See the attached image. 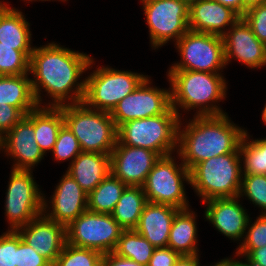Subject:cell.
I'll return each instance as SVG.
<instances>
[{"label":"cell","mask_w":266,"mask_h":266,"mask_svg":"<svg viewBox=\"0 0 266 266\" xmlns=\"http://www.w3.org/2000/svg\"><path fill=\"white\" fill-rule=\"evenodd\" d=\"M92 64V56L61 47L54 42L34 47L30 55L29 74L32 73L34 77L31 83L38 106H41L42 101L41 88L54 100L48 106L59 107L66 103L83 102L86 82L85 79L79 80Z\"/></svg>","instance_id":"cell-1"},{"label":"cell","mask_w":266,"mask_h":266,"mask_svg":"<svg viewBox=\"0 0 266 266\" xmlns=\"http://www.w3.org/2000/svg\"><path fill=\"white\" fill-rule=\"evenodd\" d=\"M181 130L178 128L177 153L189 171L198 163L232 152H240L239 145L245 129L235 125L226 114L196 116Z\"/></svg>","instance_id":"cell-2"},{"label":"cell","mask_w":266,"mask_h":266,"mask_svg":"<svg viewBox=\"0 0 266 266\" xmlns=\"http://www.w3.org/2000/svg\"><path fill=\"white\" fill-rule=\"evenodd\" d=\"M167 74L171 86V106L178 115V107L188 111L199 109L196 111V116L226 114L213 104L221 102L226 96V79L221 72L169 70Z\"/></svg>","instance_id":"cell-3"},{"label":"cell","mask_w":266,"mask_h":266,"mask_svg":"<svg viewBox=\"0 0 266 266\" xmlns=\"http://www.w3.org/2000/svg\"><path fill=\"white\" fill-rule=\"evenodd\" d=\"M181 116L171 106L164 114L130 120L117 128L116 144L149 149L160 157L178 148Z\"/></svg>","instance_id":"cell-4"},{"label":"cell","mask_w":266,"mask_h":266,"mask_svg":"<svg viewBox=\"0 0 266 266\" xmlns=\"http://www.w3.org/2000/svg\"><path fill=\"white\" fill-rule=\"evenodd\" d=\"M64 124L78 139L84 152L111 154L117 128L110 112L88 107L84 102L62 105Z\"/></svg>","instance_id":"cell-5"},{"label":"cell","mask_w":266,"mask_h":266,"mask_svg":"<svg viewBox=\"0 0 266 266\" xmlns=\"http://www.w3.org/2000/svg\"><path fill=\"white\" fill-rule=\"evenodd\" d=\"M240 152L222 154L196 164L190 170V185L202 202L237 197L242 181Z\"/></svg>","instance_id":"cell-6"},{"label":"cell","mask_w":266,"mask_h":266,"mask_svg":"<svg viewBox=\"0 0 266 266\" xmlns=\"http://www.w3.org/2000/svg\"><path fill=\"white\" fill-rule=\"evenodd\" d=\"M147 77L136 72L98 67L85 78L83 102L92 109L111 112L118 102L132 93Z\"/></svg>","instance_id":"cell-7"},{"label":"cell","mask_w":266,"mask_h":266,"mask_svg":"<svg viewBox=\"0 0 266 266\" xmlns=\"http://www.w3.org/2000/svg\"><path fill=\"white\" fill-rule=\"evenodd\" d=\"M174 160L172 154L161 156L147 175L142 188L148 202L181 210L189 208L183 181L190 184V171L182 162L178 165Z\"/></svg>","instance_id":"cell-8"},{"label":"cell","mask_w":266,"mask_h":266,"mask_svg":"<svg viewBox=\"0 0 266 266\" xmlns=\"http://www.w3.org/2000/svg\"><path fill=\"white\" fill-rule=\"evenodd\" d=\"M122 231L111 214L87 209L66 227V243L104 255L115 250Z\"/></svg>","instance_id":"cell-9"},{"label":"cell","mask_w":266,"mask_h":266,"mask_svg":"<svg viewBox=\"0 0 266 266\" xmlns=\"http://www.w3.org/2000/svg\"><path fill=\"white\" fill-rule=\"evenodd\" d=\"M175 43L181 61L172 64L169 70L219 73L226 66L221 36L188 30Z\"/></svg>","instance_id":"cell-10"},{"label":"cell","mask_w":266,"mask_h":266,"mask_svg":"<svg viewBox=\"0 0 266 266\" xmlns=\"http://www.w3.org/2000/svg\"><path fill=\"white\" fill-rule=\"evenodd\" d=\"M149 28L151 47L176 42L189 30L190 5L182 0H140Z\"/></svg>","instance_id":"cell-11"},{"label":"cell","mask_w":266,"mask_h":266,"mask_svg":"<svg viewBox=\"0 0 266 266\" xmlns=\"http://www.w3.org/2000/svg\"><path fill=\"white\" fill-rule=\"evenodd\" d=\"M9 180L5 214L10 230H17L43 214L44 195L34 181L32 170L12 169Z\"/></svg>","instance_id":"cell-12"},{"label":"cell","mask_w":266,"mask_h":266,"mask_svg":"<svg viewBox=\"0 0 266 266\" xmlns=\"http://www.w3.org/2000/svg\"><path fill=\"white\" fill-rule=\"evenodd\" d=\"M147 77L132 93L117 103L110 112L116 128L136 119L164 114L171 107L170 88L151 87Z\"/></svg>","instance_id":"cell-13"},{"label":"cell","mask_w":266,"mask_h":266,"mask_svg":"<svg viewBox=\"0 0 266 266\" xmlns=\"http://www.w3.org/2000/svg\"><path fill=\"white\" fill-rule=\"evenodd\" d=\"M159 158L149 149L116 144L110 154V171L126 186L142 187Z\"/></svg>","instance_id":"cell-14"},{"label":"cell","mask_w":266,"mask_h":266,"mask_svg":"<svg viewBox=\"0 0 266 266\" xmlns=\"http://www.w3.org/2000/svg\"><path fill=\"white\" fill-rule=\"evenodd\" d=\"M228 29L222 36L226 65L233 58L250 68L266 66V45L256 37L243 17Z\"/></svg>","instance_id":"cell-15"},{"label":"cell","mask_w":266,"mask_h":266,"mask_svg":"<svg viewBox=\"0 0 266 266\" xmlns=\"http://www.w3.org/2000/svg\"><path fill=\"white\" fill-rule=\"evenodd\" d=\"M34 110L2 137V150L14 158V170H31L44 157L35 141ZM8 153V154H7Z\"/></svg>","instance_id":"cell-16"},{"label":"cell","mask_w":266,"mask_h":266,"mask_svg":"<svg viewBox=\"0 0 266 266\" xmlns=\"http://www.w3.org/2000/svg\"><path fill=\"white\" fill-rule=\"evenodd\" d=\"M51 198L49 204L52 207H48L44 196L43 215L65 227L87 210L88 194L67 172L56 185ZM47 208H52L51 213Z\"/></svg>","instance_id":"cell-17"},{"label":"cell","mask_w":266,"mask_h":266,"mask_svg":"<svg viewBox=\"0 0 266 266\" xmlns=\"http://www.w3.org/2000/svg\"><path fill=\"white\" fill-rule=\"evenodd\" d=\"M17 231L27 245L51 264L56 261L66 243V227L43 214L19 227Z\"/></svg>","instance_id":"cell-18"},{"label":"cell","mask_w":266,"mask_h":266,"mask_svg":"<svg viewBox=\"0 0 266 266\" xmlns=\"http://www.w3.org/2000/svg\"><path fill=\"white\" fill-rule=\"evenodd\" d=\"M239 197L216 198L205 201V218L229 239L239 241L244 238L249 215L238 202Z\"/></svg>","instance_id":"cell-19"},{"label":"cell","mask_w":266,"mask_h":266,"mask_svg":"<svg viewBox=\"0 0 266 266\" xmlns=\"http://www.w3.org/2000/svg\"><path fill=\"white\" fill-rule=\"evenodd\" d=\"M240 18L232 9L214 0H198L190 4L189 30L223 36Z\"/></svg>","instance_id":"cell-20"},{"label":"cell","mask_w":266,"mask_h":266,"mask_svg":"<svg viewBox=\"0 0 266 266\" xmlns=\"http://www.w3.org/2000/svg\"><path fill=\"white\" fill-rule=\"evenodd\" d=\"M179 210L169 205L147 202L135 230L155 248L167 247L170 228Z\"/></svg>","instance_id":"cell-21"},{"label":"cell","mask_w":266,"mask_h":266,"mask_svg":"<svg viewBox=\"0 0 266 266\" xmlns=\"http://www.w3.org/2000/svg\"><path fill=\"white\" fill-rule=\"evenodd\" d=\"M110 154L82 151L66 171L89 194L110 173Z\"/></svg>","instance_id":"cell-22"},{"label":"cell","mask_w":266,"mask_h":266,"mask_svg":"<svg viewBox=\"0 0 266 266\" xmlns=\"http://www.w3.org/2000/svg\"><path fill=\"white\" fill-rule=\"evenodd\" d=\"M195 221V212L189 208L179 210L173 219L167 246L181 256L197 255L199 252Z\"/></svg>","instance_id":"cell-23"},{"label":"cell","mask_w":266,"mask_h":266,"mask_svg":"<svg viewBox=\"0 0 266 266\" xmlns=\"http://www.w3.org/2000/svg\"><path fill=\"white\" fill-rule=\"evenodd\" d=\"M28 75L0 76V105H11L25 115L38 107Z\"/></svg>","instance_id":"cell-24"},{"label":"cell","mask_w":266,"mask_h":266,"mask_svg":"<svg viewBox=\"0 0 266 266\" xmlns=\"http://www.w3.org/2000/svg\"><path fill=\"white\" fill-rule=\"evenodd\" d=\"M63 124L62 106L42 105L34 109V137L44 155L53 150Z\"/></svg>","instance_id":"cell-25"},{"label":"cell","mask_w":266,"mask_h":266,"mask_svg":"<svg viewBox=\"0 0 266 266\" xmlns=\"http://www.w3.org/2000/svg\"><path fill=\"white\" fill-rule=\"evenodd\" d=\"M147 202L141 186H126L111 215L123 230L135 229Z\"/></svg>","instance_id":"cell-26"},{"label":"cell","mask_w":266,"mask_h":266,"mask_svg":"<svg viewBox=\"0 0 266 266\" xmlns=\"http://www.w3.org/2000/svg\"><path fill=\"white\" fill-rule=\"evenodd\" d=\"M30 24L21 11L8 5L0 8V45L31 46Z\"/></svg>","instance_id":"cell-27"},{"label":"cell","mask_w":266,"mask_h":266,"mask_svg":"<svg viewBox=\"0 0 266 266\" xmlns=\"http://www.w3.org/2000/svg\"><path fill=\"white\" fill-rule=\"evenodd\" d=\"M126 185L111 173L88 194L87 209L102 214H111Z\"/></svg>","instance_id":"cell-28"},{"label":"cell","mask_w":266,"mask_h":266,"mask_svg":"<svg viewBox=\"0 0 266 266\" xmlns=\"http://www.w3.org/2000/svg\"><path fill=\"white\" fill-rule=\"evenodd\" d=\"M155 247L135 229L123 230L113 251L116 255L134 260L144 266L148 265Z\"/></svg>","instance_id":"cell-29"},{"label":"cell","mask_w":266,"mask_h":266,"mask_svg":"<svg viewBox=\"0 0 266 266\" xmlns=\"http://www.w3.org/2000/svg\"><path fill=\"white\" fill-rule=\"evenodd\" d=\"M248 139L249 134L246 130L239 145L241 160H244L242 174L266 175V138Z\"/></svg>","instance_id":"cell-30"},{"label":"cell","mask_w":266,"mask_h":266,"mask_svg":"<svg viewBox=\"0 0 266 266\" xmlns=\"http://www.w3.org/2000/svg\"><path fill=\"white\" fill-rule=\"evenodd\" d=\"M32 46L0 45V76H15L29 73Z\"/></svg>","instance_id":"cell-31"},{"label":"cell","mask_w":266,"mask_h":266,"mask_svg":"<svg viewBox=\"0 0 266 266\" xmlns=\"http://www.w3.org/2000/svg\"><path fill=\"white\" fill-rule=\"evenodd\" d=\"M102 257L98 251L65 243L52 266H100Z\"/></svg>","instance_id":"cell-32"},{"label":"cell","mask_w":266,"mask_h":266,"mask_svg":"<svg viewBox=\"0 0 266 266\" xmlns=\"http://www.w3.org/2000/svg\"><path fill=\"white\" fill-rule=\"evenodd\" d=\"M238 197H248L255 206L261 208V214L266 215V175L243 174ZM264 210V212H263Z\"/></svg>","instance_id":"cell-33"},{"label":"cell","mask_w":266,"mask_h":266,"mask_svg":"<svg viewBox=\"0 0 266 266\" xmlns=\"http://www.w3.org/2000/svg\"><path fill=\"white\" fill-rule=\"evenodd\" d=\"M52 152L56 161L71 159V163L82 152L78 139L65 124L60 128Z\"/></svg>","instance_id":"cell-34"},{"label":"cell","mask_w":266,"mask_h":266,"mask_svg":"<svg viewBox=\"0 0 266 266\" xmlns=\"http://www.w3.org/2000/svg\"><path fill=\"white\" fill-rule=\"evenodd\" d=\"M250 219L246 228L248 231L245 232L243 242H241L237 250H254L266 246V215H259L251 225Z\"/></svg>","instance_id":"cell-35"},{"label":"cell","mask_w":266,"mask_h":266,"mask_svg":"<svg viewBox=\"0 0 266 266\" xmlns=\"http://www.w3.org/2000/svg\"><path fill=\"white\" fill-rule=\"evenodd\" d=\"M18 231L10 230L0 235V266H16Z\"/></svg>","instance_id":"cell-36"},{"label":"cell","mask_w":266,"mask_h":266,"mask_svg":"<svg viewBox=\"0 0 266 266\" xmlns=\"http://www.w3.org/2000/svg\"><path fill=\"white\" fill-rule=\"evenodd\" d=\"M243 18L256 37L266 45V3L249 8Z\"/></svg>","instance_id":"cell-37"},{"label":"cell","mask_w":266,"mask_h":266,"mask_svg":"<svg viewBox=\"0 0 266 266\" xmlns=\"http://www.w3.org/2000/svg\"><path fill=\"white\" fill-rule=\"evenodd\" d=\"M16 266H52V264L27 245L18 233Z\"/></svg>","instance_id":"cell-38"},{"label":"cell","mask_w":266,"mask_h":266,"mask_svg":"<svg viewBox=\"0 0 266 266\" xmlns=\"http://www.w3.org/2000/svg\"><path fill=\"white\" fill-rule=\"evenodd\" d=\"M25 114L11 105H0V136L9 132Z\"/></svg>","instance_id":"cell-39"},{"label":"cell","mask_w":266,"mask_h":266,"mask_svg":"<svg viewBox=\"0 0 266 266\" xmlns=\"http://www.w3.org/2000/svg\"><path fill=\"white\" fill-rule=\"evenodd\" d=\"M180 256L168 246L155 248L147 266H175Z\"/></svg>","instance_id":"cell-40"},{"label":"cell","mask_w":266,"mask_h":266,"mask_svg":"<svg viewBox=\"0 0 266 266\" xmlns=\"http://www.w3.org/2000/svg\"><path fill=\"white\" fill-rule=\"evenodd\" d=\"M236 255H243L252 266H266V246L254 250H237Z\"/></svg>","instance_id":"cell-41"},{"label":"cell","mask_w":266,"mask_h":266,"mask_svg":"<svg viewBox=\"0 0 266 266\" xmlns=\"http://www.w3.org/2000/svg\"><path fill=\"white\" fill-rule=\"evenodd\" d=\"M100 266H144L134 260L116 255L114 252L104 254Z\"/></svg>","instance_id":"cell-42"},{"label":"cell","mask_w":266,"mask_h":266,"mask_svg":"<svg viewBox=\"0 0 266 266\" xmlns=\"http://www.w3.org/2000/svg\"><path fill=\"white\" fill-rule=\"evenodd\" d=\"M234 10L240 17H243V0H214Z\"/></svg>","instance_id":"cell-43"},{"label":"cell","mask_w":266,"mask_h":266,"mask_svg":"<svg viewBox=\"0 0 266 266\" xmlns=\"http://www.w3.org/2000/svg\"><path fill=\"white\" fill-rule=\"evenodd\" d=\"M199 255H184L180 256L175 266H200Z\"/></svg>","instance_id":"cell-44"},{"label":"cell","mask_w":266,"mask_h":266,"mask_svg":"<svg viewBox=\"0 0 266 266\" xmlns=\"http://www.w3.org/2000/svg\"><path fill=\"white\" fill-rule=\"evenodd\" d=\"M263 3H266V0H243V15L249 8Z\"/></svg>","instance_id":"cell-45"},{"label":"cell","mask_w":266,"mask_h":266,"mask_svg":"<svg viewBox=\"0 0 266 266\" xmlns=\"http://www.w3.org/2000/svg\"><path fill=\"white\" fill-rule=\"evenodd\" d=\"M212 266H231V258L222 259L218 263H215Z\"/></svg>","instance_id":"cell-46"},{"label":"cell","mask_w":266,"mask_h":266,"mask_svg":"<svg viewBox=\"0 0 266 266\" xmlns=\"http://www.w3.org/2000/svg\"><path fill=\"white\" fill-rule=\"evenodd\" d=\"M231 266H252V265H250L246 260L245 262H243L240 260L238 261L231 259Z\"/></svg>","instance_id":"cell-47"},{"label":"cell","mask_w":266,"mask_h":266,"mask_svg":"<svg viewBox=\"0 0 266 266\" xmlns=\"http://www.w3.org/2000/svg\"><path fill=\"white\" fill-rule=\"evenodd\" d=\"M262 119H263L264 123L266 124V104H265L264 109L262 111Z\"/></svg>","instance_id":"cell-48"},{"label":"cell","mask_w":266,"mask_h":266,"mask_svg":"<svg viewBox=\"0 0 266 266\" xmlns=\"http://www.w3.org/2000/svg\"><path fill=\"white\" fill-rule=\"evenodd\" d=\"M182 1H185V2H187L190 5L191 3L195 2V1H198V0H182Z\"/></svg>","instance_id":"cell-49"},{"label":"cell","mask_w":266,"mask_h":266,"mask_svg":"<svg viewBox=\"0 0 266 266\" xmlns=\"http://www.w3.org/2000/svg\"><path fill=\"white\" fill-rule=\"evenodd\" d=\"M5 6H7V3H2V2L0 1V8H1V7H5Z\"/></svg>","instance_id":"cell-50"},{"label":"cell","mask_w":266,"mask_h":266,"mask_svg":"<svg viewBox=\"0 0 266 266\" xmlns=\"http://www.w3.org/2000/svg\"><path fill=\"white\" fill-rule=\"evenodd\" d=\"M25 1V0H24ZM27 1V0H26ZM28 1H37V0H28ZM39 1H50V0H39ZM60 1V0H59ZM61 1H66V0H61Z\"/></svg>","instance_id":"cell-51"},{"label":"cell","mask_w":266,"mask_h":266,"mask_svg":"<svg viewBox=\"0 0 266 266\" xmlns=\"http://www.w3.org/2000/svg\"><path fill=\"white\" fill-rule=\"evenodd\" d=\"M0 150H2V137L0 136Z\"/></svg>","instance_id":"cell-52"}]
</instances>
